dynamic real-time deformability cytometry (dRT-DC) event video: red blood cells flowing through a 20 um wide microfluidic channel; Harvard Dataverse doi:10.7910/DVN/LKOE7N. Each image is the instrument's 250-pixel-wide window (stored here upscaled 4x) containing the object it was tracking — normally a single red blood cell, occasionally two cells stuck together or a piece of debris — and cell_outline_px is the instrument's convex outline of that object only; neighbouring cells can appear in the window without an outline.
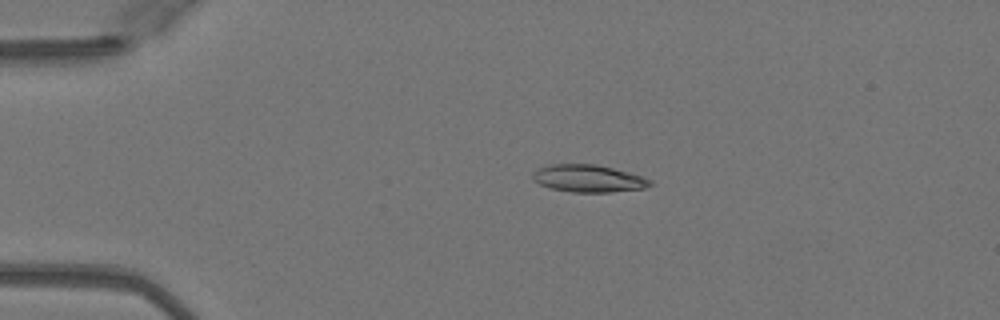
{"species": "Egyptian fruit bat (a non-hibernating species)", "species_latin": "Rousettus aegyptiacus", "temperature_condition": "warm", "stored_images_in_passage": 27, "camera_frame_rate_fps": 3000, "um_per_image_px": 0.085, "animal": {"sex": "female"}, "frame": {"image": 1, "passage_image": 5, "time_ms": 1.333, "image_size_px": [1000, 320], "cell_outline_px": [[652, 184], [644, 188], [608, 192], [572, 192], [552, 188], [540, 184], [532, 180], [532, 172], [540, 168], [552, 164], [596, 164], [628, 172], [652, 180]], "centroid_in_image_um": [49.99, 15.17], "position_along_channel_um": 35.0, "area_um2": 18.5}}
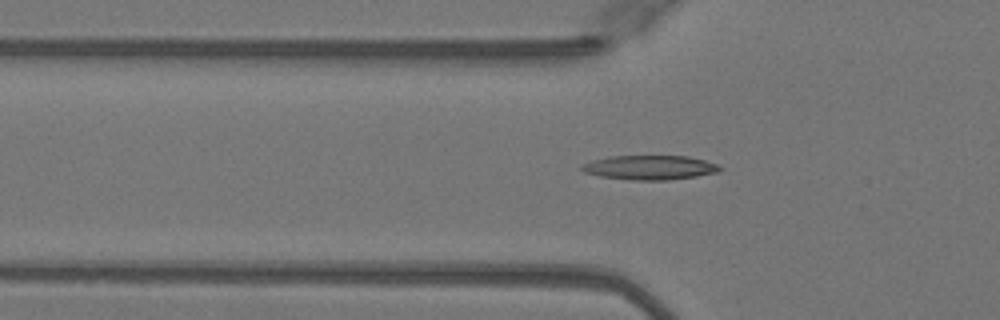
{"frame": {"image": 2, "passage_image": 11, "time_ms": 3.333, "image_size_px": [1000, 320], "cell_outline_px": [[724, 168], [716, 172], [696, 176], [668, 180], [632, 180], [600, 176], [584, 172], [580, 168], [580, 164], [592, 160], [608, 156], [688, 156], [704, 160], [716, 164]], "centroid_in_image_um": [55.19, 14.23], "position_along_channel_um": 70.6, "area_um2": 19.59}}
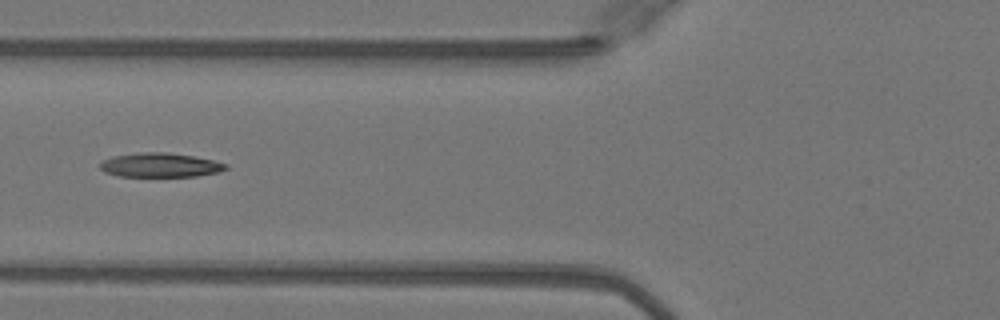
{"frame": {"image": 3, "passage_image": 14, "time_ms": 4.333, "image_size_px": [1000, 320], "cell_outline_px": [[228, 168], [220, 172], [196, 176], [120, 176], [104, 172], [100, 168], [100, 160], [116, 156], [140, 152], [168, 152], [192, 156], [212, 160], [228, 164]], "centroid_in_image_um": [13.62, 14.03], "position_along_channel_um": 112.2, "area_um2": 17.69}}